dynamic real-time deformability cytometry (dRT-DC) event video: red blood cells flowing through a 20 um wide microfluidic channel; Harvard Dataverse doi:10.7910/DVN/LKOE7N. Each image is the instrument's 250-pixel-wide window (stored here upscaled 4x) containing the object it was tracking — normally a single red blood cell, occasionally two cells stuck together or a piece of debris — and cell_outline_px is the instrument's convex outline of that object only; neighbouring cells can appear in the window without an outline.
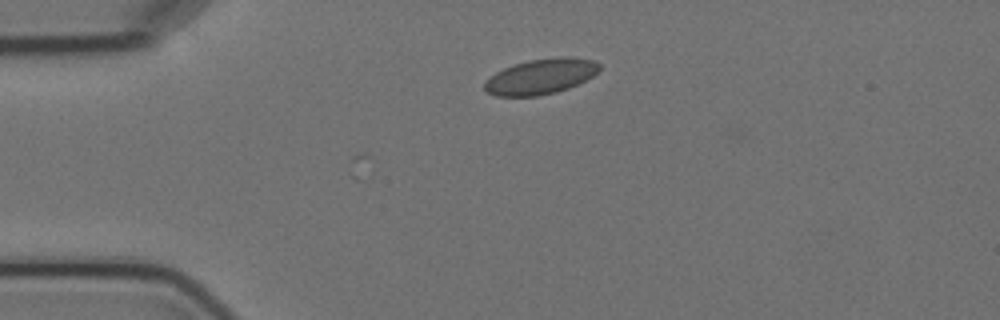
{"species": "Egyptian fruit bat (a non-hibernating species)", "species_latin": "Rousettus aegyptiacus", "temperature_condition": "cold", "stored_images_in_passage": 3, "camera_frame_rate_fps": 3000, "um_per_image_px": 0.085, "animal": {"sex": "female"}, "frame": {"image": 1, "passage_image": 2, "time_ms": 2.0, "image_size_px": [1000, 320], "cell_outline_px": [[600, 68], [592, 76], [568, 88], [556, 92], [536, 96], [496, 96], [488, 92], [484, 88], [484, 84], [496, 72], [512, 64], [528, 60], [556, 56], [572, 56], [592, 60], [600, 64]], "centroid_in_image_um": [45.97, 6.48], "position_along_channel_um": 39.0, "area_um2": 23.58}}